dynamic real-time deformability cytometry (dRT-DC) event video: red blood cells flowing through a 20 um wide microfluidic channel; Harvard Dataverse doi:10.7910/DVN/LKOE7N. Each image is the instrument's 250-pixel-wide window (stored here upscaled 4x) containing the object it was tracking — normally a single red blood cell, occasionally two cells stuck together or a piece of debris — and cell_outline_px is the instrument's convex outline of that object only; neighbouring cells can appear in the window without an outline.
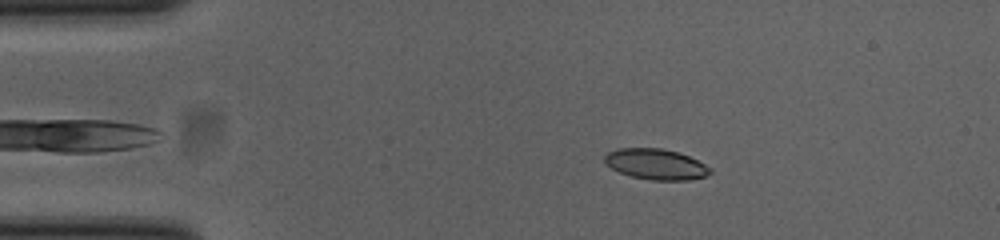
{"species": "common noctule bat (a hibernating species)", "species_latin": "Nyctalus noctula", "temperature_condition": "cold", "stored_images_in_passage": 42, "camera_frame_rate_fps": 3000, "um_per_image_px": 0.085, "animal": {"sex": "female", "body_mass_g": 23.0, "forearm_length_mm": 53.4}, "frame": {"image": 1, "passage_image": 9, "time_ms": 2.667, "image_size_px": [1000, 240], "cell_outline_px": [[712, 172], [704, 176], [688, 180], [652, 180], [632, 176], [620, 172], [612, 168], [604, 160], [604, 156], [608, 152], [616, 148], [660, 148], [676, 152], [688, 156], [712, 168]], "centroid_in_image_um": [55.74, 13.95], "position_along_channel_um": 29.3, "area_um2": 18.61}}
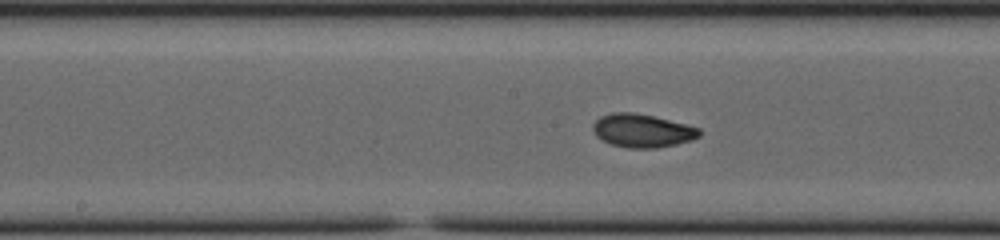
{"frame": {"image": 2, "passage_image": 26, "time_ms": 8.333, "image_size_px": [1000, 240], "cell_outline_px": [[700, 136], [692, 140], [676, 144], [656, 148], [628, 148], [612, 144], [596, 136], [592, 128], [592, 124], [600, 116], [612, 112], [632, 112], [652, 116], [700, 128]], "centroid_in_image_um": [54.57, 11.11], "position_along_channel_um": 193.6, "area_um2": 20.52}}
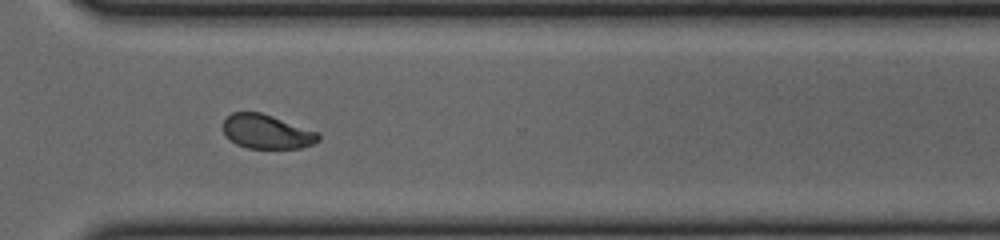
{"frame": {"image": 3, "passage_image": 38, "time_ms": 12.333, "image_size_px": [1000, 240], "cell_outline_px": [[320, 140], [312, 144], [300, 148], [248, 148], [236, 144], [224, 132], [224, 120], [232, 112], [260, 112], [320, 132]], "centroid_in_image_um": [22.72, 11.19], "position_along_channel_um": 347.9, "area_um2": 18.84}, "authors_computed_cell_mechanics": {"area_um2": 19.4497, "velocity_mm_per_s": 3.8557, "shape_relaxation_time_tau1_ms": 3.9666, "shape_relaxation_time_tau2_ms": 1.3548, "deformation_change_tau1": 0.1329, "deformation_change_tau2": 0.0536}}